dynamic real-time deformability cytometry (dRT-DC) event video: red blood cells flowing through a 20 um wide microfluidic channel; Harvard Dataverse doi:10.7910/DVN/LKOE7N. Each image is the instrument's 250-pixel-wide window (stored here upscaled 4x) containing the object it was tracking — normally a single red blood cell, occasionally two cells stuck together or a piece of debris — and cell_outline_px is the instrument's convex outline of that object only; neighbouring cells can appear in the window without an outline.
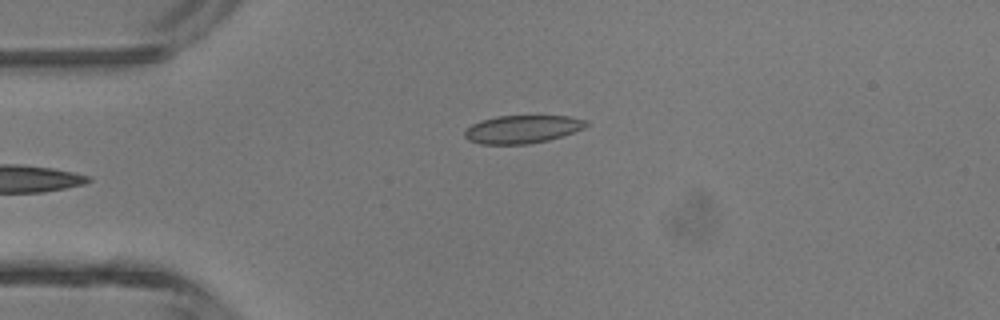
{"species": "common noctule bat (a hibernating species)", "species_latin": "Nyctalus noctula", "temperature_condition": "room temperature", "stored_images_in_passage": 4, "camera_frame_rate_fps": 3000, "um_per_image_px": 0.085, "animal": {"sex": "male", "body_mass_g": 13.3}, "frame": {"image": 1, "passage_image": 4, "time_ms": 1.0, "image_size_px": [1000, 320], "cell_outline_px": [[588, 124], [584, 128], [548, 140], [528, 144], [480, 144], [468, 140], [464, 136], [464, 132], [472, 124], [480, 120], [496, 116], [568, 116], [588, 120]], "centroid_in_image_um": [44.38, 10.98], "position_along_channel_um": 40.6, "area_um2": 19.77}}